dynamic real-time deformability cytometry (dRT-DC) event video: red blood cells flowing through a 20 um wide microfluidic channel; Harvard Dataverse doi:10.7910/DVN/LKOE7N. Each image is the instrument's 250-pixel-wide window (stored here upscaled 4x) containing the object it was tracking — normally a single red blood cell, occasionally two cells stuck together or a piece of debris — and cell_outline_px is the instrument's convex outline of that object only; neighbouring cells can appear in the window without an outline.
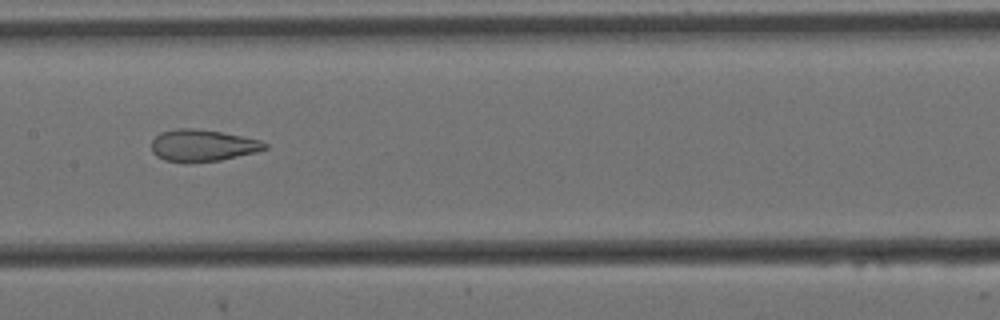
{"species": "Egyptian fruit bat (a non-hibernating species)", "species_latin": "Rousettus aegyptiacus", "temperature_condition": "cold", "stored_images_in_passage": 8, "camera_frame_rate_fps": 3000, "um_per_image_px": 0.085, "animal": {"sex": "female"}, "frame": {"image": 1, "passage_image": 8, "time_ms": 2.333, "image_size_px": [1000, 320], "cell_outline_px": [[268, 148], [256, 152], [220, 160], [164, 160], [156, 156], [152, 152], [152, 140], [160, 132], [176, 128], [192, 128], [224, 132], [260, 140], [268, 144]], "centroid_in_image_um": [17.24, 12.32], "position_along_channel_um": 190.2, "area_um2": 20.58}}